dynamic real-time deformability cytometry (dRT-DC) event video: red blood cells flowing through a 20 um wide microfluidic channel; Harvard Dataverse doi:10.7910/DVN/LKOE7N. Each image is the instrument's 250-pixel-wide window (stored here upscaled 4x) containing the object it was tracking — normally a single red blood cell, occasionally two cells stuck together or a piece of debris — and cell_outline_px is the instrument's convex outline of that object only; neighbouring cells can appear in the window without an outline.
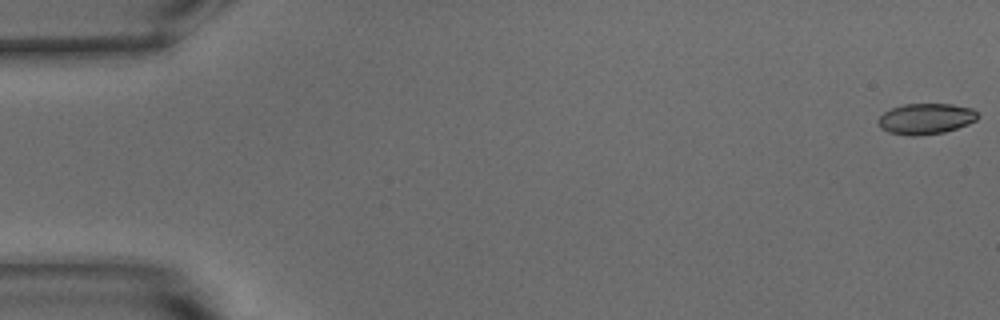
{"species": "common noctule bat (a hibernating species)", "species_latin": "Nyctalus noctula", "temperature_condition": "warm", "stored_images_in_passage": 55, "camera_frame_rate_fps": 3000, "um_per_image_px": 0.085, "animal": {"sex": "male", "body_mass_g": 15.6}, "frame": {"image": 1, "passage_image": 1, "time_ms": 0.0, "image_size_px": [1000, 320], "cell_outline_px": [[980, 116], [976, 120], [968, 124], [944, 132], [916, 136], [908, 136], [888, 132], [880, 128], [876, 120], [884, 112], [892, 108], [904, 104], [952, 104], [972, 108]], "centroid_in_image_um": [78.67, 10.1], "position_along_channel_um": 6.3, "area_um2": 17.98}}
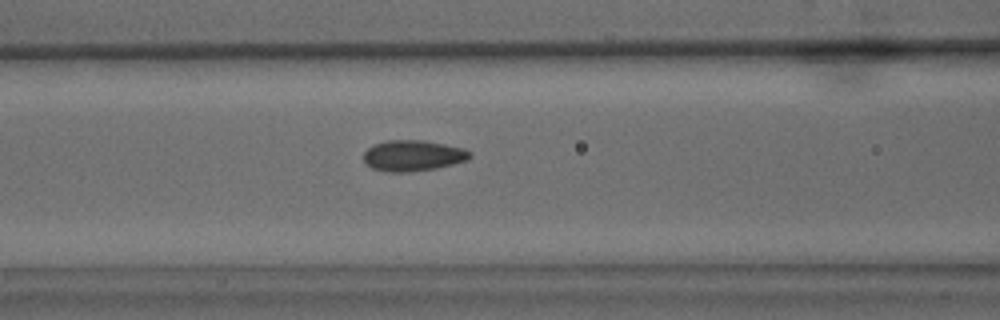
{"frame": {"image": 2, "passage_image": 23, "time_ms": 7.333, "image_size_px": [1000, 320], "cell_outline_px": [[472, 156], [468, 160], [436, 168], [408, 172], [388, 172], [372, 168], [364, 160], [364, 152], [368, 148], [376, 144], [388, 140], [424, 140], [464, 148], [472, 152]], "centroid_in_image_um": [35.14, 13.22], "position_along_channel_um": 131.5, "area_um2": 19.07}}
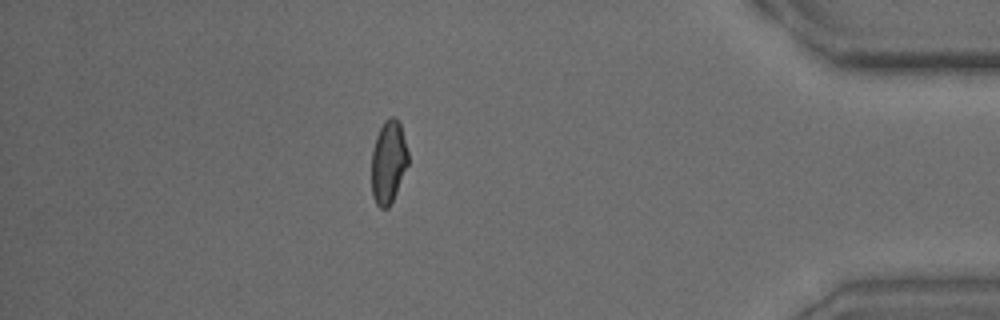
{"frame": {"image": 3, "passage_image": 48, "time_ms": 15.667, "image_size_px": [1000, 320], "cell_outline_px": [[408, 164], [396, 192], [388, 208], [380, 208], [376, 204], [372, 196], [372, 152], [376, 136], [384, 120], [388, 116], [396, 116], [400, 124], [408, 152]], "centroid_in_image_um": [33.01, 13.74], "position_along_channel_um": 402.2, "area_um2": 17.63}, "authors_computed_cell_mechanics": {"area_um2": 18.4382, "velocity_mm_per_s": 3.7398, "shape_relaxation_time_tau1_ms": 6.7726, "shape_relaxation_time_tau2_ms": 1.333, "deformation_change_tau1": 0.1563, "deformation_change_tau2": 0.058}}